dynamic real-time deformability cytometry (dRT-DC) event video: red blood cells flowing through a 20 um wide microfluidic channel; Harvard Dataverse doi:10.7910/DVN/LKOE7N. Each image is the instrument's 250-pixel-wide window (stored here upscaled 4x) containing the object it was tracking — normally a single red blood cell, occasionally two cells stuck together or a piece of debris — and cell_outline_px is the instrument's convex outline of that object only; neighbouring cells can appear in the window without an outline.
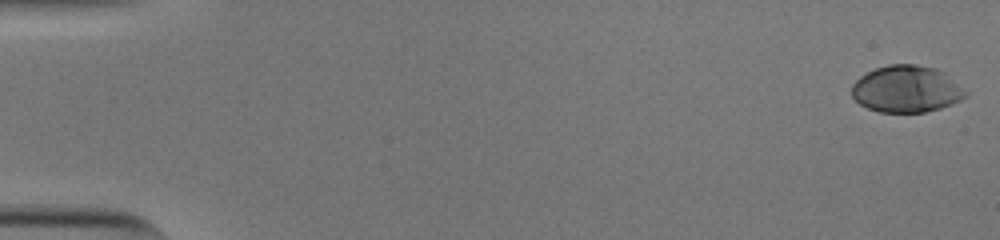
{"species": "human", "species_latin": "Homo sapiens", "temperature_condition": "cold", "stored_images_in_passage": 54, "camera_frame_rate_fps": 3000, "um_per_image_px": 0.085, "donor": {"sex": "male"}, "frame": {"image": 1, "passage_image": 1, "time_ms": 0.0, "image_size_px": [1000, 240], "cell_outline_px": [[968, 96], [952, 104], [940, 108], [924, 112], [880, 112], [868, 108], [860, 104], [852, 96], [852, 84], [860, 76], [876, 68], [888, 64], [916, 64], [936, 68], [944, 72], [968, 92]], "centroid_in_image_um": [77.06, 7.56], "position_along_channel_um": 7.9, "area_um2": 31.1}}
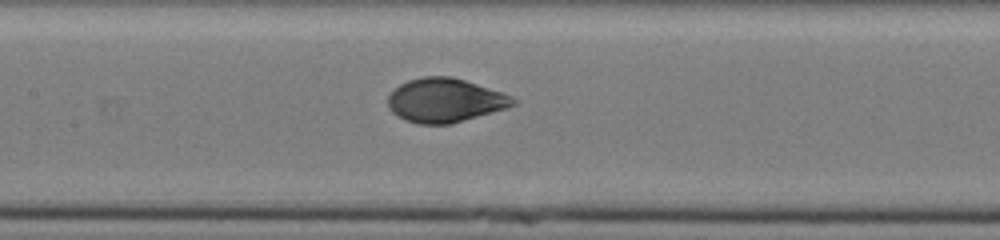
{"frame": {"image": 2, "passage_image": 27, "time_ms": 8.667, "image_size_px": [1000, 240], "cell_outline_px": [[520, 100], [516, 104], [508, 108], [452, 124], [416, 124], [404, 120], [396, 116], [388, 108], [388, 96], [400, 84], [408, 80], [424, 76], [452, 76], [504, 92]], "centroid_in_image_um": [37.86, 8.53], "position_along_channel_um": 169.5, "area_um2": 32.54}}
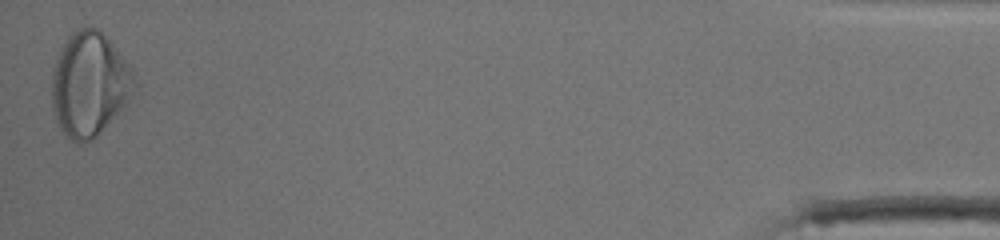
{"frame": {"image": 3, "passage_image": 54, "time_ms": 17.667, "image_size_px": [1000, 240], "cell_outline_px": [[140, 84], [128, 104], [96, 136], [84, 144], [76, 144], [60, 128], [52, 112], [52, 72], [60, 48], [68, 36], [72, 32], [80, 28], [96, 28], [108, 36], [128, 64]], "centroid_in_image_um": [7.63, 7.17], "position_along_channel_um": 427.6, "area_um2": 50.75}, "authors_computed_cell_mechanics": {"area_um2": 32.1657, "velocity_mm_per_s": 3.8144, "shape_relaxation_time_tau1_ms": 3.7835, "shape_relaxation_time_tau2_ms": null, "deformation_change_tau1": 0.1736, "deformation_change_tau2": null}}